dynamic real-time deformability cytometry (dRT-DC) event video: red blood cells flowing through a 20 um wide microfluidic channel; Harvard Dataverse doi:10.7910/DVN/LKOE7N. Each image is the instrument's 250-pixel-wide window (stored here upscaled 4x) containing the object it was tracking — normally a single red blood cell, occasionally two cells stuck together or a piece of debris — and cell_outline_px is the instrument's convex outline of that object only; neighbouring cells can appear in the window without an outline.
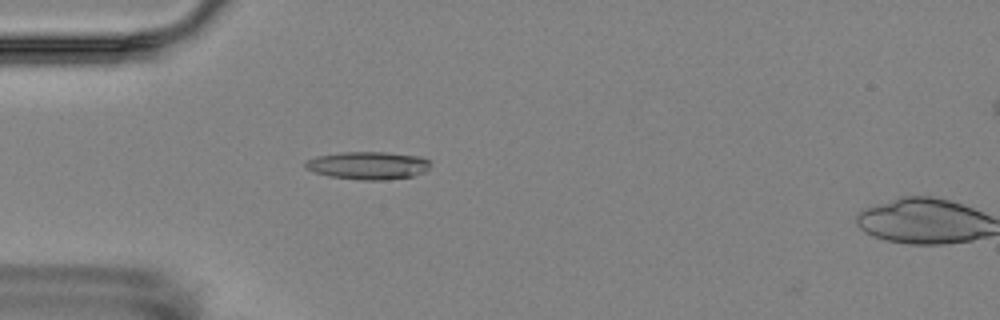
{"species": "Egyptian fruit bat (a non-hibernating species)", "species_latin": "Rousettus aegyptiacus", "temperature_condition": "room temperature", "stored_images_in_passage": 2, "camera_frame_rate_fps": 3000, "um_per_image_px": 0.085, "animal": {"sex": "female"}, "frame": {"image": 1, "passage_image": 1, "time_ms": 0.0, "image_size_px": [1000, 320], "cell_outline_px": [[432, 164], [424, 172], [412, 176], [384, 180], [360, 180], [328, 176], [304, 168], [304, 164], [308, 160], [316, 156], [340, 152], [384, 152], [420, 156], [432, 160]], "centroid_in_image_um": [31.31, 14.06], "position_along_channel_um": 53.7, "area_um2": 20.4}}